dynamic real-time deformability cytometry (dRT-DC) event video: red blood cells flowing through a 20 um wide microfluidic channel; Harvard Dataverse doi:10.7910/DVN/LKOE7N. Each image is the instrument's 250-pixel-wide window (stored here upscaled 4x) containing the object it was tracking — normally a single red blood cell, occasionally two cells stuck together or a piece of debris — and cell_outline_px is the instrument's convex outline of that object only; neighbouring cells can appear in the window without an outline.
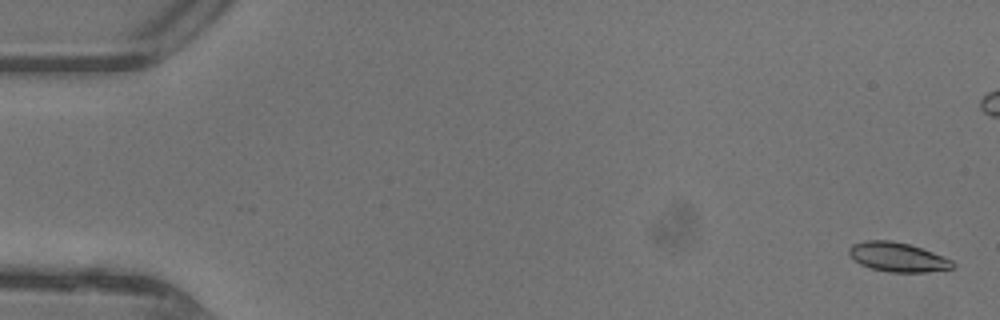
{"species": "common noctule bat (a hibernating species)", "species_latin": "Nyctalus noctula", "temperature_condition": "warm", "stored_images_in_passage": 49, "camera_frame_rate_fps": 3000, "um_per_image_px": 0.085, "animal": {"sex": "female"}, "frame": {"image": 1, "passage_image": 2, "time_ms": 0.333, "image_size_px": [1000, 320], "cell_outline_px": [[956, 268], [928, 272], [888, 272], [872, 268], [860, 264], [848, 252], [848, 248], [852, 244], [864, 240], [892, 240], [908, 244], [932, 252], [952, 260], [956, 264]], "centroid_in_image_um": [76.32, 21.85], "position_along_channel_um": 8.7, "area_um2": 17.69}}
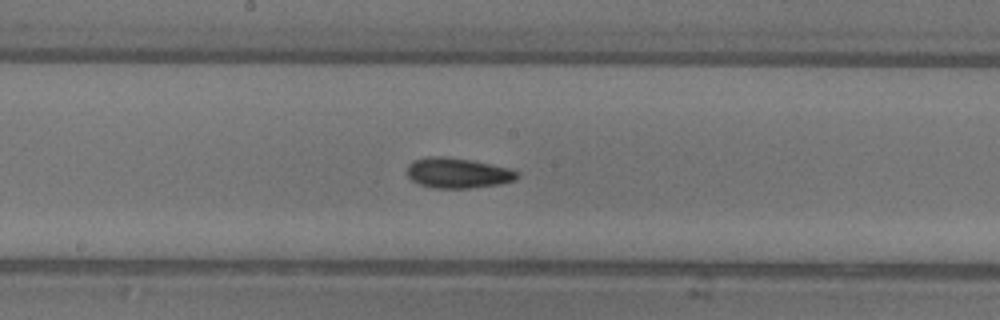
{"frame": {"image": 2, "passage_image": 26, "time_ms": 8.333, "image_size_px": [1000, 320], "cell_outline_px": [[520, 176], [516, 180], [500, 184], [472, 188], [436, 188], [420, 184], [412, 180], [408, 176], [408, 164], [412, 160], [428, 156], [448, 156], [472, 160], [508, 168], [520, 172]], "centroid_in_image_um": [38.93, 14.69], "position_along_channel_um": 209.3, "area_um2": 19.59}}
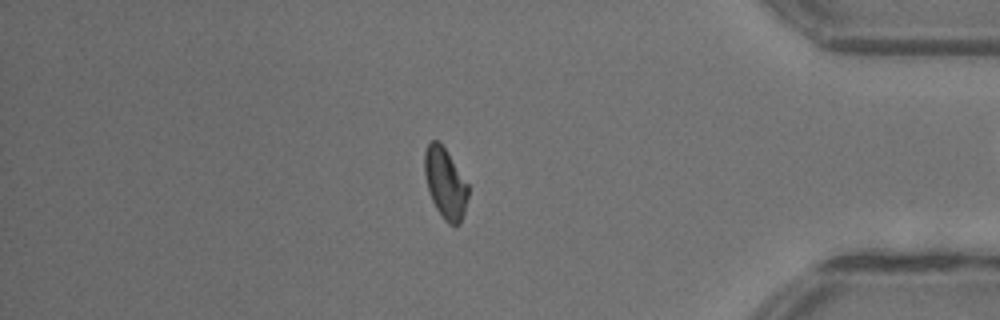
{"frame": {"image": 3, "passage_image": 41, "time_ms": 13.333, "image_size_px": [1000, 320], "cell_outline_px": [[468, 196], [464, 212], [460, 224], [448, 224], [444, 220], [436, 208], [432, 200], [424, 176], [424, 152], [428, 144], [432, 140], [436, 140], [444, 148], [468, 184]], "centroid_in_image_um": [37.83, 15.6], "position_along_channel_um": 397.4, "area_um2": 17.63}, "authors_computed_cell_mechanics": {"area_um2": 17.918, "velocity_mm_per_s": 4.4287, "shape_relaxation_time_tau1_ms": 4.3442, "shape_relaxation_time_tau2_ms": 3.1496, "deformation_change_tau1": 0.1261, "deformation_change_tau2": 0.106}}